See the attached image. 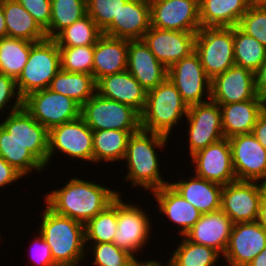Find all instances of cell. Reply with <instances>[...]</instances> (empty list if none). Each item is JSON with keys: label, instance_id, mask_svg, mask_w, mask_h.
Here are the masks:
<instances>
[{"label": "cell", "instance_id": "obj_1", "mask_svg": "<svg viewBox=\"0 0 266 266\" xmlns=\"http://www.w3.org/2000/svg\"><path fill=\"white\" fill-rule=\"evenodd\" d=\"M119 192L96 182L72 178L61 189L46 194L45 204L55 213L72 218L84 225L103 211Z\"/></svg>", "mask_w": 266, "mask_h": 266}, {"label": "cell", "instance_id": "obj_2", "mask_svg": "<svg viewBox=\"0 0 266 266\" xmlns=\"http://www.w3.org/2000/svg\"><path fill=\"white\" fill-rule=\"evenodd\" d=\"M167 141V136L142 129L132 134L123 159L127 161L129 168L127 176H124L125 181L131 180L132 186H141L151 192L168 185L170 182L161 176L158 154L155 150L166 146Z\"/></svg>", "mask_w": 266, "mask_h": 266}, {"label": "cell", "instance_id": "obj_3", "mask_svg": "<svg viewBox=\"0 0 266 266\" xmlns=\"http://www.w3.org/2000/svg\"><path fill=\"white\" fill-rule=\"evenodd\" d=\"M44 210L39 233L49 245L54 262L77 266L86 253L85 225L55 213L47 205Z\"/></svg>", "mask_w": 266, "mask_h": 266}, {"label": "cell", "instance_id": "obj_4", "mask_svg": "<svg viewBox=\"0 0 266 266\" xmlns=\"http://www.w3.org/2000/svg\"><path fill=\"white\" fill-rule=\"evenodd\" d=\"M187 113L188 105L167 77L147 92L146 106L141 114V129L169 137L172 127L178 125L177 122Z\"/></svg>", "mask_w": 266, "mask_h": 266}, {"label": "cell", "instance_id": "obj_5", "mask_svg": "<svg viewBox=\"0 0 266 266\" xmlns=\"http://www.w3.org/2000/svg\"><path fill=\"white\" fill-rule=\"evenodd\" d=\"M60 69V49L53 38L32 42L28 61L16 79L21 98L31 92L49 88Z\"/></svg>", "mask_w": 266, "mask_h": 266}, {"label": "cell", "instance_id": "obj_6", "mask_svg": "<svg viewBox=\"0 0 266 266\" xmlns=\"http://www.w3.org/2000/svg\"><path fill=\"white\" fill-rule=\"evenodd\" d=\"M81 117L93 131L141 129V115L135 109L97 92L81 106Z\"/></svg>", "mask_w": 266, "mask_h": 266}, {"label": "cell", "instance_id": "obj_7", "mask_svg": "<svg viewBox=\"0 0 266 266\" xmlns=\"http://www.w3.org/2000/svg\"><path fill=\"white\" fill-rule=\"evenodd\" d=\"M195 52L211 80L224 73L235 65L233 27H201L196 33Z\"/></svg>", "mask_w": 266, "mask_h": 266}, {"label": "cell", "instance_id": "obj_8", "mask_svg": "<svg viewBox=\"0 0 266 266\" xmlns=\"http://www.w3.org/2000/svg\"><path fill=\"white\" fill-rule=\"evenodd\" d=\"M23 107L48 130L81 116L77 102L49 88L29 93L23 98Z\"/></svg>", "mask_w": 266, "mask_h": 266}, {"label": "cell", "instance_id": "obj_9", "mask_svg": "<svg viewBox=\"0 0 266 266\" xmlns=\"http://www.w3.org/2000/svg\"><path fill=\"white\" fill-rule=\"evenodd\" d=\"M167 77L175 85L188 107L211 99V79L206 75L195 51L172 65L168 69ZM204 95L208 96L207 100L203 99Z\"/></svg>", "mask_w": 266, "mask_h": 266}, {"label": "cell", "instance_id": "obj_10", "mask_svg": "<svg viewBox=\"0 0 266 266\" xmlns=\"http://www.w3.org/2000/svg\"><path fill=\"white\" fill-rule=\"evenodd\" d=\"M119 194L117 196V230L113 243L127 251L135 259V253L140 252L149 241L151 224L149 216L135 204L123 202Z\"/></svg>", "mask_w": 266, "mask_h": 266}, {"label": "cell", "instance_id": "obj_11", "mask_svg": "<svg viewBox=\"0 0 266 266\" xmlns=\"http://www.w3.org/2000/svg\"><path fill=\"white\" fill-rule=\"evenodd\" d=\"M93 163V130L80 116L49 130L48 164L55 151Z\"/></svg>", "mask_w": 266, "mask_h": 266}, {"label": "cell", "instance_id": "obj_12", "mask_svg": "<svg viewBox=\"0 0 266 266\" xmlns=\"http://www.w3.org/2000/svg\"><path fill=\"white\" fill-rule=\"evenodd\" d=\"M154 28L197 32L201 28L199 0H149Z\"/></svg>", "mask_w": 266, "mask_h": 266}, {"label": "cell", "instance_id": "obj_13", "mask_svg": "<svg viewBox=\"0 0 266 266\" xmlns=\"http://www.w3.org/2000/svg\"><path fill=\"white\" fill-rule=\"evenodd\" d=\"M189 154L192 156L224 138L220 106L208 101L188 107Z\"/></svg>", "mask_w": 266, "mask_h": 266}, {"label": "cell", "instance_id": "obj_14", "mask_svg": "<svg viewBox=\"0 0 266 266\" xmlns=\"http://www.w3.org/2000/svg\"><path fill=\"white\" fill-rule=\"evenodd\" d=\"M261 193L257 181H240L223 185L221 210L232 220L254 222L258 219Z\"/></svg>", "mask_w": 266, "mask_h": 266}, {"label": "cell", "instance_id": "obj_15", "mask_svg": "<svg viewBox=\"0 0 266 266\" xmlns=\"http://www.w3.org/2000/svg\"><path fill=\"white\" fill-rule=\"evenodd\" d=\"M0 124L44 166H48L49 130L35 120L24 107L9 112Z\"/></svg>", "mask_w": 266, "mask_h": 266}, {"label": "cell", "instance_id": "obj_16", "mask_svg": "<svg viewBox=\"0 0 266 266\" xmlns=\"http://www.w3.org/2000/svg\"><path fill=\"white\" fill-rule=\"evenodd\" d=\"M233 169L240 181H257L266 176V149L252 133L228 139Z\"/></svg>", "mask_w": 266, "mask_h": 266}, {"label": "cell", "instance_id": "obj_17", "mask_svg": "<svg viewBox=\"0 0 266 266\" xmlns=\"http://www.w3.org/2000/svg\"><path fill=\"white\" fill-rule=\"evenodd\" d=\"M197 32L164 30L150 27L142 40L167 69L195 51Z\"/></svg>", "mask_w": 266, "mask_h": 266}, {"label": "cell", "instance_id": "obj_18", "mask_svg": "<svg viewBox=\"0 0 266 266\" xmlns=\"http://www.w3.org/2000/svg\"><path fill=\"white\" fill-rule=\"evenodd\" d=\"M266 248V230L257 222L234 223L223 254L230 266H248Z\"/></svg>", "mask_w": 266, "mask_h": 266}, {"label": "cell", "instance_id": "obj_19", "mask_svg": "<svg viewBox=\"0 0 266 266\" xmlns=\"http://www.w3.org/2000/svg\"><path fill=\"white\" fill-rule=\"evenodd\" d=\"M191 161L195 166V175L200 178L222 186L237 180L227 138L199 150L191 156Z\"/></svg>", "mask_w": 266, "mask_h": 266}, {"label": "cell", "instance_id": "obj_20", "mask_svg": "<svg viewBox=\"0 0 266 266\" xmlns=\"http://www.w3.org/2000/svg\"><path fill=\"white\" fill-rule=\"evenodd\" d=\"M255 73L233 65L211 80V101L218 105L244 102L256 97Z\"/></svg>", "mask_w": 266, "mask_h": 266}, {"label": "cell", "instance_id": "obj_21", "mask_svg": "<svg viewBox=\"0 0 266 266\" xmlns=\"http://www.w3.org/2000/svg\"><path fill=\"white\" fill-rule=\"evenodd\" d=\"M151 27L149 0H128L117 19L102 31L103 34L126 40H142Z\"/></svg>", "mask_w": 266, "mask_h": 266}, {"label": "cell", "instance_id": "obj_22", "mask_svg": "<svg viewBox=\"0 0 266 266\" xmlns=\"http://www.w3.org/2000/svg\"><path fill=\"white\" fill-rule=\"evenodd\" d=\"M127 70L147 92L162 83L168 72L143 40H128Z\"/></svg>", "mask_w": 266, "mask_h": 266}, {"label": "cell", "instance_id": "obj_23", "mask_svg": "<svg viewBox=\"0 0 266 266\" xmlns=\"http://www.w3.org/2000/svg\"><path fill=\"white\" fill-rule=\"evenodd\" d=\"M96 92L105 98L132 107L140 115L146 106L147 91L128 70L101 78L96 83Z\"/></svg>", "mask_w": 266, "mask_h": 266}, {"label": "cell", "instance_id": "obj_24", "mask_svg": "<svg viewBox=\"0 0 266 266\" xmlns=\"http://www.w3.org/2000/svg\"><path fill=\"white\" fill-rule=\"evenodd\" d=\"M233 224L232 220L220 209L202 214L185 237L193 243L211 247L223 255Z\"/></svg>", "mask_w": 266, "mask_h": 266}, {"label": "cell", "instance_id": "obj_25", "mask_svg": "<svg viewBox=\"0 0 266 266\" xmlns=\"http://www.w3.org/2000/svg\"><path fill=\"white\" fill-rule=\"evenodd\" d=\"M128 40L103 34L94 45L93 77H103L127 70Z\"/></svg>", "mask_w": 266, "mask_h": 266}, {"label": "cell", "instance_id": "obj_26", "mask_svg": "<svg viewBox=\"0 0 266 266\" xmlns=\"http://www.w3.org/2000/svg\"><path fill=\"white\" fill-rule=\"evenodd\" d=\"M221 109L224 138L252 133L258 117L266 109V104L256 96L244 102L219 105Z\"/></svg>", "mask_w": 266, "mask_h": 266}, {"label": "cell", "instance_id": "obj_27", "mask_svg": "<svg viewBox=\"0 0 266 266\" xmlns=\"http://www.w3.org/2000/svg\"><path fill=\"white\" fill-rule=\"evenodd\" d=\"M169 185L201 214L221 209V193L223 186L195 175L191 179L182 180Z\"/></svg>", "mask_w": 266, "mask_h": 266}, {"label": "cell", "instance_id": "obj_28", "mask_svg": "<svg viewBox=\"0 0 266 266\" xmlns=\"http://www.w3.org/2000/svg\"><path fill=\"white\" fill-rule=\"evenodd\" d=\"M151 193L157 200L159 211L166 215L171 222L178 226L179 235L185 234L200 219L201 213L183 197H181L169 184L153 190Z\"/></svg>", "mask_w": 266, "mask_h": 266}, {"label": "cell", "instance_id": "obj_29", "mask_svg": "<svg viewBox=\"0 0 266 266\" xmlns=\"http://www.w3.org/2000/svg\"><path fill=\"white\" fill-rule=\"evenodd\" d=\"M253 0H199L201 27H234Z\"/></svg>", "mask_w": 266, "mask_h": 266}, {"label": "cell", "instance_id": "obj_30", "mask_svg": "<svg viewBox=\"0 0 266 266\" xmlns=\"http://www.w3.org/2000/svg\"><path fill=\"white\" fill-rule=\"evenodd\" d=\"M5 16L7 37L39 42L46 39L45 31L17 0H0Z\"/></svg>", "mask_w": 266, "mask_h": 266}, {"label": "cell", "instance_id": "obj_31", "mask_svg": "<svg viewBox=\"0 0 266 266\" xmlns=\"http://www.w3.org/2000/svg\"><path fill=\"white\" fill-rule=\"evenodd\" d=\"M49 89L73 99L82 106L96 93V81L93 75L60 69L52 79Z\"/></svg>", "mask_w": 266, "mask_h": 266}, {"label": "cell", "instance_id": "obj_32", "mask_svg": "<svg viewBox=\"0 0 266 266\" xmlns=\"http://www.w3.org/2000/svg\"><path fill=\"white\" fill-rule=\"evenodd\" d=\"M138 131L100 130L93 131V162L122 161L130 136Z\"/></svg>", "mask_w": 266, "mask_h": 266}, {"label": "cell", "instance_id": "obj_33", "mask_svg": "<svg viewBox=\"0 0 266 266\" xmlns=\"http://www.w3.org/2000/svg\"><path fill=\"white\" fill-rule=\"evenodd\" d=\"M0 156L23 177L31 173L32 169L41 172L45 168L23 144L14 139L1 124Z\"/></svg>", "mask_w": 266, "mask_h": 266}, {"label": "cell", "instance_id": "obj_34", "mask_svg": "<svg viewBox=\"0 0 266 266\" xmlns=\"http://www.w3.org/2000/svg\"><path fill=\"white\" fill-rule=\"evenodd\" d=\"M31 43L19 38L0 39V73L16 80L28 61Z\"/></svg>", "mask_w": 266, "mask_h": 266}, {"label": "cell", "instance_id": "obj_35", "mask_svg": "<svg viewBox=\"0 0 266 266\" xmlns=\"http://www.w3.org/2000/svg\"><path fill=\"white\" fill-rule=\"evenodd\" d=\"M233 41L235 65L255 73L266 59V47L238 26L233 27Z\"/></svg>", "mask_w": 266, "mask_h": 266}, {"label": "cell", "instance_id": "obj_36", "mask_svg": "<svg viewBox=\"0 0 266 266\" xmlns=\"http://www.w3.org/2000/svg\"><path fill=\"white\" fill-rule=\"evenodd\" d=\"M171 254L167 266H214L220 253L208 246L189 241L185 236Z\"/></svg>", "mask_w": 266, "mask_h": 266}, {"label": "cell", "instance_id": "obj_37", "mask_svg": "<svg viewBox=\"0 0 266 266\" xmlns=\"http://www.w3.org/2000/svg\"><path fill=\"white\" fill-rule=\"evenodd\" d=\"M102 35V30L86 14L72 25L61 30L53 39L58 47H77L95 45Z\"/></svg>", "mask_w": 266, "mask_h": 266}, {"label": "cell", "instance_id": "obj_38", "mask_svg": "<svg viewBox=\"0 0 266 266\" xmlns=\"http://www.w3.org/2000/svg\"><path fill=\"white\" fill-rule=\"evenodd\" d=\"M86 14V0H51V20L45 30L46 37L54 38L61 30Z\"/></svg>", "mask_w": 266, "mask_h": 266}, {"label": "cell", "instance_id": "obj_39", "mask_svg": "<svg viewBox=\"0 0 266 266\" xmlns=\"http://www.w3.org/2000/svg\"><path fill=\"white\" fill-rule=\"evenodd\" d=\"M117 197L85 224V242L113 243L117 230ZM89 241V242H88Z\"/></svg>", "mask_w": 266, "mask_h": 266}, {"label": "cell", "instance_id": "obj_40", "mask_svg": "<svg viewBox=\"0 0 266 266\" xmlns=\"http://www.w3.org/2000/svg\"><path fill=\"white\" fill-rule=\"evenodd\" d=\"M61 70L93 75L94 45L59 47Z\"/></svg>", "mask_w": 266, "mask_h": 266}, {"label": "cell", "instance_id": "obj_41", "mask_svg": "<svg viewBox=\"0 0 266 266\" xmlns=\"http://www.w3.org/2000/svg\"><path fill=\"white\" fill-rule=\"evenodd\" d=\"M93 247H92V246ZM86 251L93 250L95 266H130L135 258L127 251L120 249L114 243H91ZM92 249H89L91 248Z\"/></svg>", "mask_w": 266, "mask_h": 266}, {"label": "cell", "instance_id": "obj_42", "mask_svg": "<svg viewBox=\"0 0 266 266\" xmlns=\"http://www.w3.org/2000/svg\"><path fill=\"white\" fill-rule=\"evenodd\" d=\"M128 0H86L87 14L103 31L113 19H117L121 7Z\"/></svg>", "mask_w": 266, "mask_h": 266}, {"label": "cell", "instance_id": "obj_43", "mask_svg": "<svg viewBox=\"0 0 266 266\" xmlns=\"http://www.w3.org/2000/svg\"><path fill=\"white\" fill-rule=\"evenodd\" d=\"M237 26L266 47V8L252 3Z\"/></svg>", "mask_w": 266, "mask_h": 266}, {"label": "cell", "instance_id": "obj_44", "mask_svg": "<svg viewBox=\"0 0 266 266\" xmlns=\"http://www.w3.org/2000/svg\"><path fill=\"white\" fill-rule=\"evenodd\" d=\"M15 97V103L8 106L7 104ZM7 107L10 109V113L15 112L23 107V99L18 93L16 80L0 73V111Z\"/></svg>", "mask_w": 266, "mask_h": 266}, {"label": "cell", "instance_id": "obj_45", "mask_svg": "<svg viewBox=\"0 0 266 266\" xmlns=\"http://www.w3.org/2000/svg\"><path fill=\"white\" fill-rule=\"evenodd\" d=\"M45 31L51 20V0H17Z\"/></svg>", "mask_w": 266, "mask_h": 266}, {"label": "cell", "instance_id": "obj_46", "mask_svg": "<svg viewBox=\"0 0 266 266\" xmlns=\"http://www.w3.org/2000/svg\"><path fill=\"white\" fill-rule=\"evenodd\" d=\"M34 243V244H33ZM33 249L31 259L37 266H58L52 257L51 250L43 236L39 233V236L33 241Z\"/></svg>", "mask_w": 266, "mask_h": 266}, {"label": "cell", "instance_id": "obj_47", "mask_svg": "<svg viewBox=\"0 0 266 266\" xmlns=\"http://www.w3.org/2000/svg\"><path fill=\"white\" fill-rule=\"evenodd\" d=\"M23 176L0 156V188L10 185ZM10 183V184H9Z\"/></svg>", "mask_w": 266, "mask_h": 266}, {"label": "cell", "instance_id": "obj_48", "mask_svg": "<svg viewBox=\"0 0 266 266\" xmlns=\"http://www.w3.org/2000/svg\"><path fill=\"white\" fill-rule=\"evenodd\" d=\"M256 95L266 104V59L255 72Z\"/></svg>", "mask_w": 266, "mask_h": 266}, {"label": "cell", "instance_id": "obj_49", "mask_svg": "<svg viewBox=\"0 0 266 266\" xmlns=\"http://www.w3.org/2000/svg\"><path fill=\"white\" fill-rule=\"evenodd\" d=\"M252 134L266 149V109L258 117L256 124L253 127Z\"/></svg>", "mask_w": 266, "mask_h": 266}, {"label": "cell", "instance_id": "obj_50", "mask_svg": "<svg viewBox=\"0 0 266 266\" xmlns=\"http://www.w3.org/2000/svg\"><path fill=\"white\" fill-rule=\"evenodd\" d=\"M257 222L266 230V199L260 200Z\"/></svg>", "mask_w": 266, "mask_h": 266}, {"label": "cell", "instance_id": "obj_51", "mask_svg": "<svg viewBox=\"0 0 266 266\" xmlns=\"http://www.w3.org/2000/svg\"><path fill=\"white\" fill-rule=\"evenodd\" d=\"M248 266H266V248L262 250Z\"/></svg>", "mask_w": 266, "mask_h": 266}, {"label": "cell", "instance_id": "obj_52", "mask_svg": "<svg viewBox=\"0 0 266 266\" xmlns=\"http://www.w3.org/2000/svg\"><path fill=\"white\" fill-rule=\"evenodd\" d=\"M7 37V29L3 8L0 4V39Z\"/></svg>", "mask_w": 266, "mask_h": 266}, {"label": "cell", "instance_id": "obj_53", "mask_svg": "<svg viewBox=\"0 0 266 266\" xmlns=\"http://www.w3.org/2000/svg\"><path fill=\"white\" fill-rule=\"evenodd\" d=\"M130 266H164L162 265V263L157 262V260H146V261H137V259H135Z\"/></svg>", "mask_w": 266, "mask_h": 266}, {"label": "cell", "instance_id": "obj_54", "mask_svg": "<svg viewBox=\"0 0 266 266\" xmlns=\"http://www.w3.org/2000/svg\"><path fill=\"white\" fill-rule=\"evenodd\" d=\"M258 186L261 193V199H266V176L258 180Z\"/></svg>", "mask_w": 266, "mask_h": 266}, {"label": "cell", "instance_id": "obj_55", "mask_svg": "<svg viewBox=\"0 0 266 266\" xmlns=\"http://www.w3.org/2000/svg\"><path fill=\"white\" fill-rule=\"evenodd\" d=\"M253 3L260 7L266 8V0H253Z\"/></svg>", "mask_w": 266, "mask_h": 266}]
</instances>
